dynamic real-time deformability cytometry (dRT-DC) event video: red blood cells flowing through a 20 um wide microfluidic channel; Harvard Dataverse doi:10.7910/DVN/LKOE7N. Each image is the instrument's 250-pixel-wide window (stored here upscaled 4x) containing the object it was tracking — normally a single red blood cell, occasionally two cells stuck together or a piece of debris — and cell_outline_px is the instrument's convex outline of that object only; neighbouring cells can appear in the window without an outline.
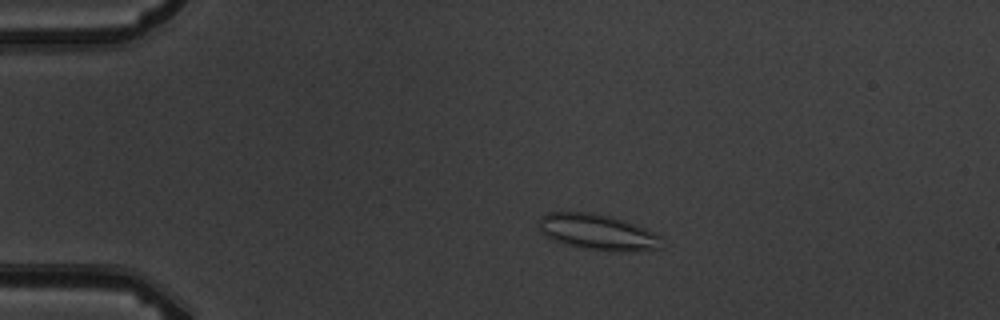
{"species": "common noctule bat (a hibernating species)", "species_latin": "Nyctalus noctula", "temperature_condition": "warm", "stored_images_in_passage": 4, "camera_frame_rate_fps": 3000, "um_per_image_px": 0.085, "animal": {"sex": "male", "body_mass_g": 19.5, "forearm_length_mm": 54.6}, "frame": {"image": 1, "passage_image": 2, "time_ms": 1.0, "image_size_px": [1000, 320], "cell_outline_px": [[664, 248], [612, 252], [608, 252], [580, 248], [556, 240], [540, 232], [540, 216], [548, 212], [592, 212], [624, 220], [636, 224], [656, 232], [660, 236]], "centroid_in_image_um": [50.85, 19.73], "position_along_channel_um": 34.2, "area_um2": 25.72}}
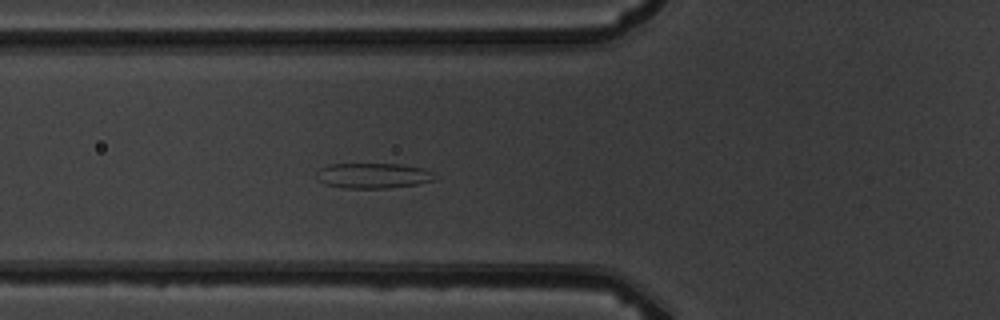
{"frame": {"image": 2, "passage_image": 4, "time_ms": 4.0, "image_size_px": [1000, 320], "cell_outline_px": [[440, 176], [436, 180], [416, 184], [388, 188], [344, 188], [324, 184], [316, 176], [316, 172], [320, 168], [328, 164], [400, 164], [424, 168]], "centroid_in_image_um": [31.75, 14.93], "position_along_channel_um": 94.0, "area_um2": 17.63}}